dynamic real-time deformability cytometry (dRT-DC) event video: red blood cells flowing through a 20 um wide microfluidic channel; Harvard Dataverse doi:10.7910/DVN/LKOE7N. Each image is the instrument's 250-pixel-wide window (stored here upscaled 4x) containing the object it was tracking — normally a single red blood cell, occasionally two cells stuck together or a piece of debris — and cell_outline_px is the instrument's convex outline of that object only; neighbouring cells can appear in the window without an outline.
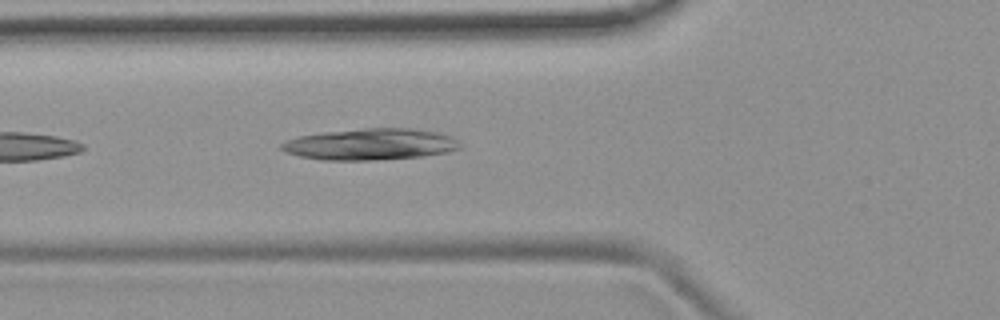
{"species": "common noctule bat (a hibernating species)", "species_latin": "Nyctalus noctula", "temperature_condition": "room temperature", "stored_images_in_passage": 5, "camera_frame_rate_fps": 3000, "um_per_image_px": 0.085, "animal": {"sex": "female", "body_mass_g": 19.9}, "frame": {"image": 1, "passage_image": 5, "time_ms": 5.667, "image_size_px": [1000, 320], "cell_outline_px": [[460, 148], [444, 152], [420, 156], [368, 160], [320, 160], [300, 156], [284, 152], [280, 148], [280, 144], [288, 140], [300, 136], [324, 132], [364, 128], [412, 128], [436, 132], [452, 136], [456, 140]], "centroid_in_image_um": [31.43, 12.26], "position_along_channel_um": 94.4, "area_um2": 32.31}}